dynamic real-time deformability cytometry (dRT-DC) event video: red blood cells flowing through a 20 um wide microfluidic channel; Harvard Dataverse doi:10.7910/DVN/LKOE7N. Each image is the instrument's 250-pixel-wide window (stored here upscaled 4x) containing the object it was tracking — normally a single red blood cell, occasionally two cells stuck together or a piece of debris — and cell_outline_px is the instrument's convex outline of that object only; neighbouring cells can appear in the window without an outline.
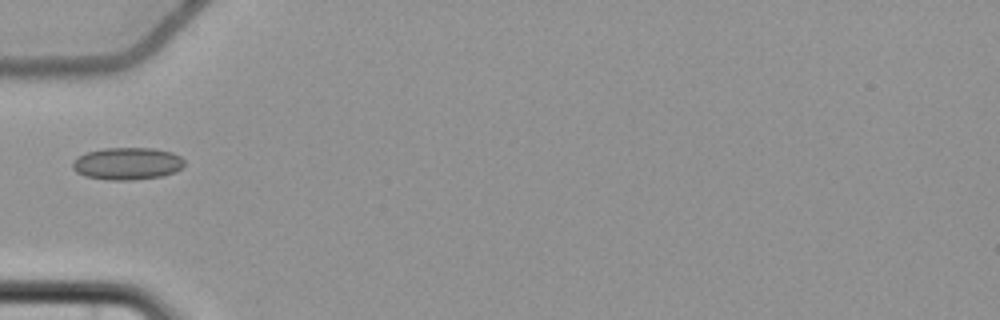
{"species": "common noctule bat (a hibernating species)", "species_latin": "Nyctalus noctula", "temperature_condition": "cold", "stored_images_in_passage": 1, "camera_frame_rate_fps": 3000, "um_per_image_px": 0.085, "animal": {"sex": "female", "body_mass_g": 22.7, "forearm_length_mm": 54.2}, "frame": {"image": 1, "passage_image": 1, "time_ms": 0.0, "image_size_px": [1000, 320], "cell_outline_px": [[184, 164], [176, 172], [164, 176], [132, 180], [108, 180], [84, 176], [76, 172], [72, 168], [72, 164], [80, 156], [88, 152], [104, 148], [152, 148], [172, 152], [180, 156], [184, 160]], "centroid_in_image_um": [10.84, 13.91], "position_along_channel_um": 74.2, "area_um2": 21.04}}